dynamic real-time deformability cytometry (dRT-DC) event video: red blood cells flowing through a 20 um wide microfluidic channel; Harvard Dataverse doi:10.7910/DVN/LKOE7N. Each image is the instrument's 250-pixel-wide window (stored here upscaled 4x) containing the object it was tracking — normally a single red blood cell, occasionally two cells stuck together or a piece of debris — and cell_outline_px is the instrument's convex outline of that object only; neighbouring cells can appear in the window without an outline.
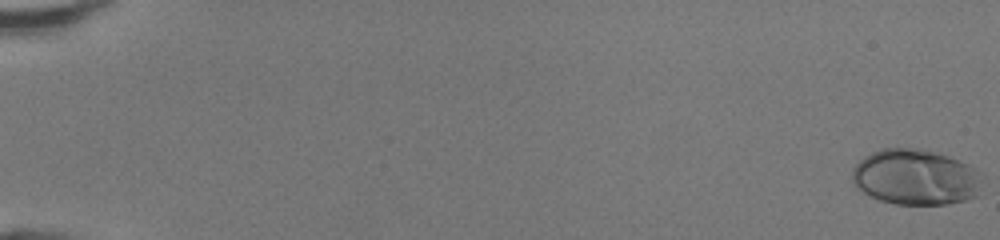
{"species": "human", "species_latin": "Homo sapiens", "temperature_condition": "room temperature", "stored_images_in_passage": 49, "camera_frame_rate_fps": 3000, "um_per_image_px": 0.085, "donor": {"sex": "female"}, "frame": {"image": 1, "passage_image": 1, "time_ms": 0.0, "image_size_px": [1000, 240], "cell_outline_px": [[984, 172], [980, 196], [948, 204], [896, 204], [880, 200], [856, 188], [852, 180], [852, 168], [864, 156], [880, 148], [916, 148], [936, 152], [948, 156], [968, 164]], "centroid_in_image_um": [77.88, 15.06], "position_along_channel_um": 7.1, "area_um2": 42.83}}
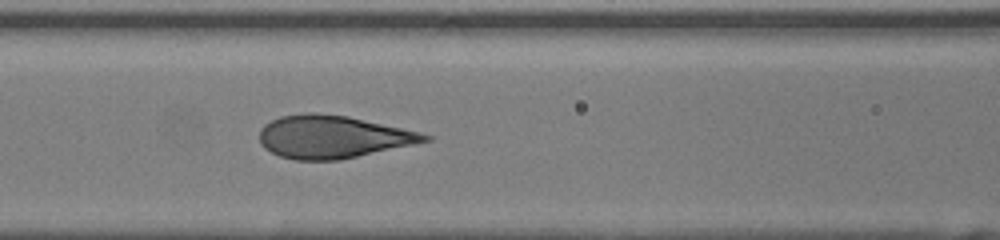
{"frame": {"image": 2, "passage_image": 24, "time_ms": 7.667, "image_size_px": [1000, 240], "cell_outline_px": [[432, 140], [340, 160], [296, 160], [280, 156], [264, 148], [260, 144], [260, 128], [264, 124], [280, 116], [304, 112], [316, 112], [348, 116], [420, 132], [432, 136]], "centroid_in_image_um": [28.25, 11.62], "position_along_channel_um": 138.4, "area_um2": 41.15}}
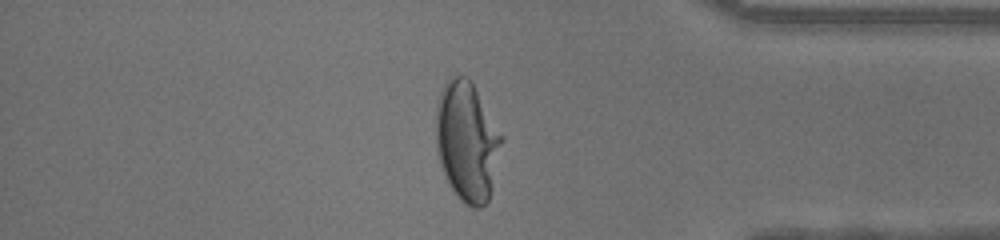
{"frame": {"image": 3, "passage_image": 43, "time_ms": 14.0, "image_size_px": [1000, 240], "cell_outline_px": [[504, 140], [488, 200], [480, 208], [472, 208], [464, 204], [456, 196], [444, 176], [440, 164], [436, 148], [436, 108], [440, 92], [444, 84], [452, 76], [468, 76], [472, 80], [504, 136]], "centroid_in_image_um": [39.71, 12.0], "position_along_channel_um": 395.5, "area_um2": 46.41}, "authors_computed_cell_mechanics": {"area_um2": 41.5582, "velocity_mm_per_s": 4.33, "shape_relaxation_time_tau1_ms": 5.8726, "shape_relaxation_time_tau2_ms": null, "deformation_change_tau1": 0.3031, "deformation_change_tau2": null}}